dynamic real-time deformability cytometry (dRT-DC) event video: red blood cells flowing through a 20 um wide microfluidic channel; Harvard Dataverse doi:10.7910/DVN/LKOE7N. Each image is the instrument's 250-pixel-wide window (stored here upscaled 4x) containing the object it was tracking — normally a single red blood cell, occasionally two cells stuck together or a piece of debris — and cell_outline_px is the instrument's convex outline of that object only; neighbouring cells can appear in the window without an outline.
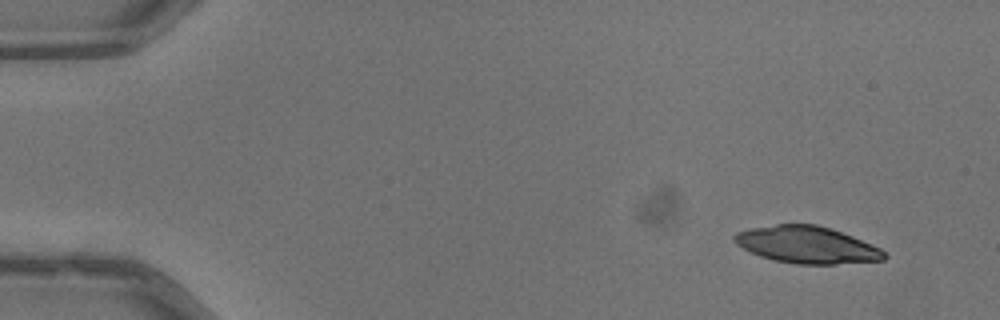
{"species": "common noctule bat (a hibernating species)", "species_latin": "Nyctalus noctula", "temperature_condition": "warm", "stored_images_in_passage": 39, "camera_frame_rate_fps": 3000, "um_per_image_px": 0.085, "animal": {"sex": "male", "body_mass_g": 13.3}, "frame": {"image": 1, "passage_image": 1, "time_ms": 0.0, "image_size_px": [1000, 320], "cell_outline_px": [[888, 256], [884, 260], [836, 264], [796, 264], [772, 260], [760, 256], [736, 244], [732, 240], [732, 236], [736, 232], [752, 228], [776, 224], [816, 224], [832, 228], [852, 236], [880, 248]], "centroid_in_image_um": [68.58, 20.81], "position_along_channel_um": 16.4, "area_um2": 32.31}}